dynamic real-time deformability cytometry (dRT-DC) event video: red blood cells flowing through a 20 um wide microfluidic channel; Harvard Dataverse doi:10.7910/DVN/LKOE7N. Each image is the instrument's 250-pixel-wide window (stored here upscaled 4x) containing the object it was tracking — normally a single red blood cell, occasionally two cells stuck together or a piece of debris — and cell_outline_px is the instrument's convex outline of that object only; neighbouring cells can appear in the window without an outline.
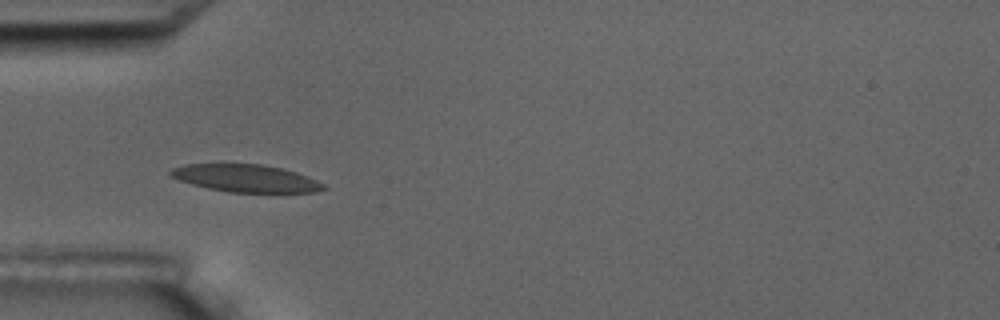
{"species": "common noctule bat (a hibernating species)", "species_latin": "Nyctalus noctula", "temperature_condition": "room temperature", "stored_images_in_passage": 4, "camera_frame_rate_fps": 3000, "um_per_image_px": 0.085, "animal": {"sex": "male", "body_mass_g": 17.5, "forearm_length_mm": 52.3}, "frame": {"image": 1, "passage_image": 3, "time_ms": 2.333, "image_size_px": [1000, 320], "cell_outline_px": [[328, 188], [316, 192], [280, 196], [228, 192], [208, 188], [192, 184], [168, 176], [168, 172], [172, 168], [184, 164], [260, 164], [280, 168], [296, 172], [308, 176], [324, 184]], "centroid_in_image_um": [21.0, 15.21], "position_along_channel_um": 64.0, "area_um2": 25.72}}